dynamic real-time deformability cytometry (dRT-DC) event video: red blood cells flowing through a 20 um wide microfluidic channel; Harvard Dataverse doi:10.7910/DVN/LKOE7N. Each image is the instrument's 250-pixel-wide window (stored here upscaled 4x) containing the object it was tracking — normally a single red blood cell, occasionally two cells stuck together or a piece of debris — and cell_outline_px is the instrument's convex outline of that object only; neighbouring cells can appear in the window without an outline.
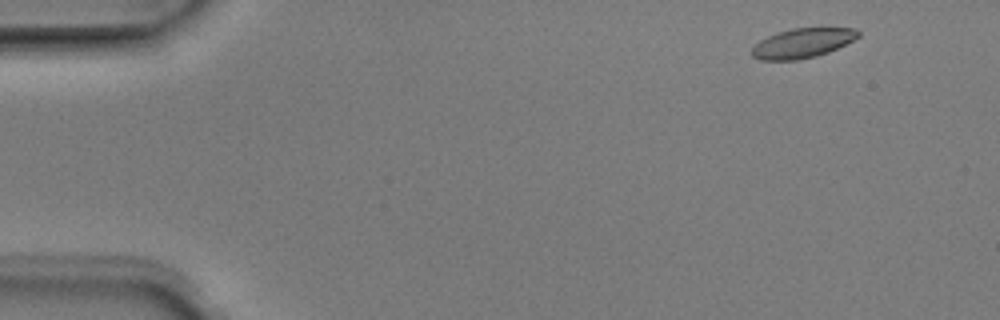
{"species": "Egyptian fruit bat (a non-hibernating species)", "species_latin": "Rousettus aegyptiacus", "temperature_condition": "room temperature", "stored_images_in_passage": 6, "segment_of_instrument_passage": [2, 2], "camera_frame_rate_fps": 3000, "um_per_image_px": 0.085, "animal": {"sex": "male"}, "frame": {"image": 1, "passage_image": 6, "time_ms": 1.667, "image_size_px": [1000, 320], "cell_outline_px": [[860, 36], [828, 52], [816, 56], [796, 60], [760, 60], [752, 56], [752, 48], [760, 40], [776, 32], [792, 28], [856, 28], [860, 32]], "centroid_in_image_um": [68.19, 3.66], "position_along_channel_um": 16.8, "area_um2": 18.21}}